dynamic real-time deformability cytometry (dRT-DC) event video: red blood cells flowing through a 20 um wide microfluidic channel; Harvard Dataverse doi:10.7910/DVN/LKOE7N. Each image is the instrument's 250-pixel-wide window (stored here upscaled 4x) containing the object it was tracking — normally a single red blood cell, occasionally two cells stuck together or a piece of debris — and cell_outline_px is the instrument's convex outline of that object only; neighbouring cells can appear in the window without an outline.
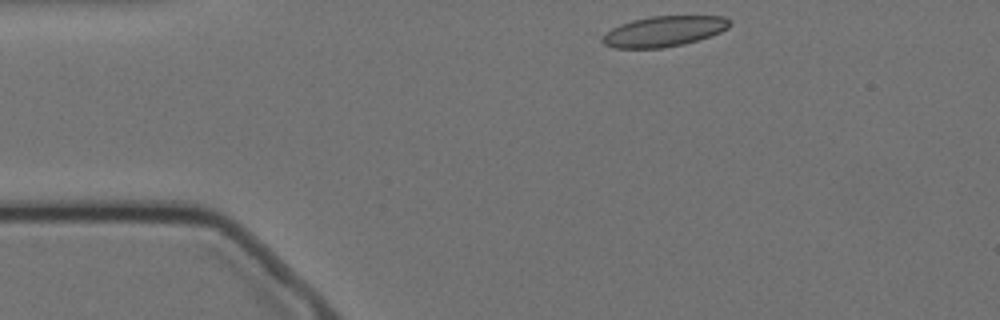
{"species": "Egyptian fruit bat (a non-hibernating species)", "species_latin": "Rousettus aegyptiacus", "temperature_condition": "cold", "stored_images_in_passage": 24, "camera_frame_rate_fps": 3000, "um_per_image_px": 0.085, "animal": {"sex": "female"}, "frame": {"image": 1, "passage_image": 1, "time_ms": 0.0, "image_size_px": [1000, 320], "cell_outline_px": [[732, 24], [728, 28], [720, 32], [684, 44], [664, 48], [616, 48], [604, 44], [600, 40], [612, 28], [620, 24], [632, 20], [652, 16], [724, 16]], "centroid_in_image_um": [56.43, 2.66], "position_along_channel_um": 28.6, "area_um2": 22.43}}
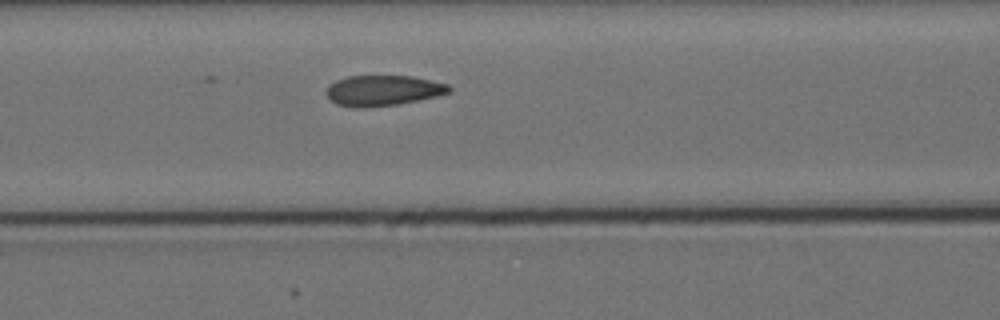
{"frame": {"image": 2, "passage_image": 14, "time_ms": 4.333, "image_size_px": [1000, 320], "cell_outline_px": [[452, 92], [436, 96], [396, 104], [364, 108], [356, 108], [336, 104], [328, 100], [324, 92], [336, 80], [348, 76], [412, 76], [448, 84], [452, 88]], "centroid_in_image_um": [32.53, 7.7], "position_along_channel_um": 134.1, "area_um2": 21.85}}
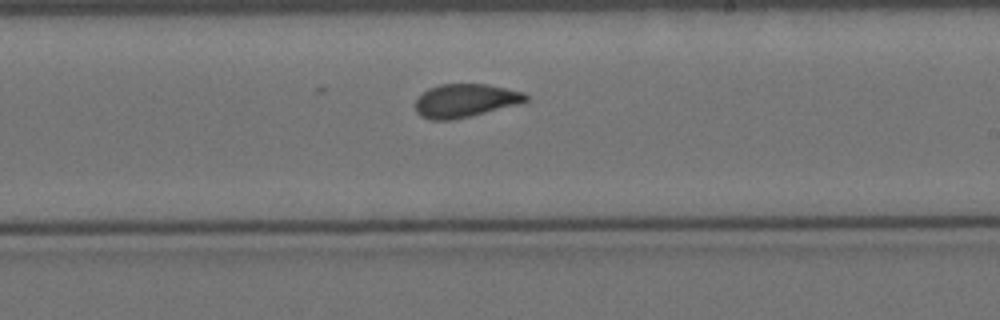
{"frame": {"image": 3, "passage_image": 24, "time_ms": 7.667, "image_size_px": [1000, 320], "cell_outline_px": [[528, 100], [520, 104], [472, 116], [452, 120], [432, 120], [420, 116], [416, 112], [416, 96], [428, 88], [440, 84], [488, 84], [524, 92], [528, 96]], "centroid_in_image_um": [39.54, 8.55], "position_along_channel_um": 249.5, "area_um2": 21.79}}